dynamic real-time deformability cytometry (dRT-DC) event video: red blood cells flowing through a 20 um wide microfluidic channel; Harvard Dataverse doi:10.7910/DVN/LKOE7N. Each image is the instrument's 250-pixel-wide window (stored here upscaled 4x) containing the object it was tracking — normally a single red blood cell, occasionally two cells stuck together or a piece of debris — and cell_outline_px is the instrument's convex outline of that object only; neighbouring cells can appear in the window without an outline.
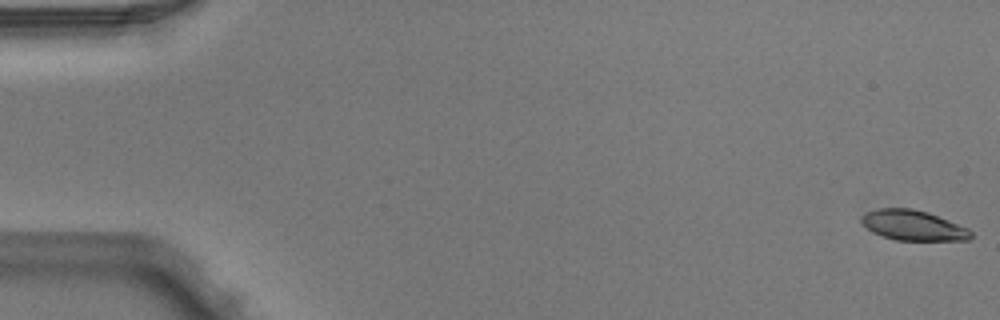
{"species": "Egyptian fruit bat (a non-hibernating species)", "species_latin": "Rousettus aegyptiacus", "temperature_condition": "warm", "stored_images_in_passage": 5, "camera_frame_rate_fps": 3000, "um_per_image_px": 0.085, "animal": {"sex": "male"}, "frame": {"image": 1, "passage_image": 1, "time_ms": 0.0, "image_size_px": [1000, 320], "cell_outline_px": [[972, 236], [968, 240], [896, 240], [872, 232], [860, 220], [860, 216], [868, 212], [880, 208], [912, 208], [928, 212], [968, 228], [972, 232]], "centroid_in_image_um": [77.62, 19.15], "position_along_channel_um": 7.4, "area_um2": 19.07}}
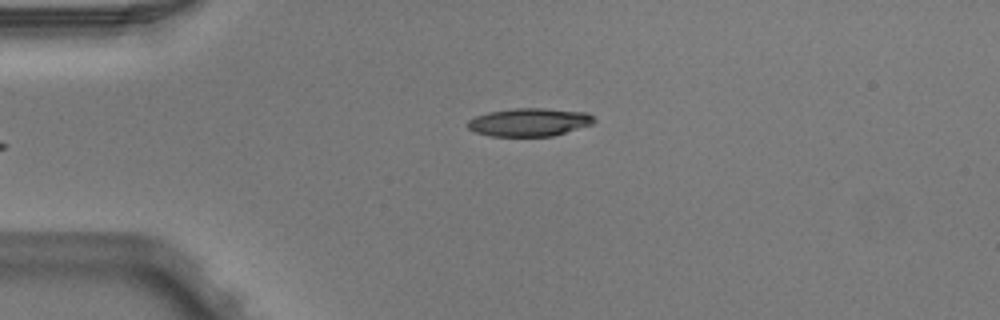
{"frame": {"image": 2, "passage_image": 5, "time_ms": 1.333, "image_size_px": [1000, 320], "cell_outline_px": [[596, 120], [592, 124], [552, 136], [488, 136], [476, 132], [468, 128], [468, 120], [476, 116], [488, 112], [516, 108], [540, 108], [588, 112]], "centroid_in_image_um": [44.99, 10.38], "position_along_channel_um": 40.0, "area_um2": 20.58}}